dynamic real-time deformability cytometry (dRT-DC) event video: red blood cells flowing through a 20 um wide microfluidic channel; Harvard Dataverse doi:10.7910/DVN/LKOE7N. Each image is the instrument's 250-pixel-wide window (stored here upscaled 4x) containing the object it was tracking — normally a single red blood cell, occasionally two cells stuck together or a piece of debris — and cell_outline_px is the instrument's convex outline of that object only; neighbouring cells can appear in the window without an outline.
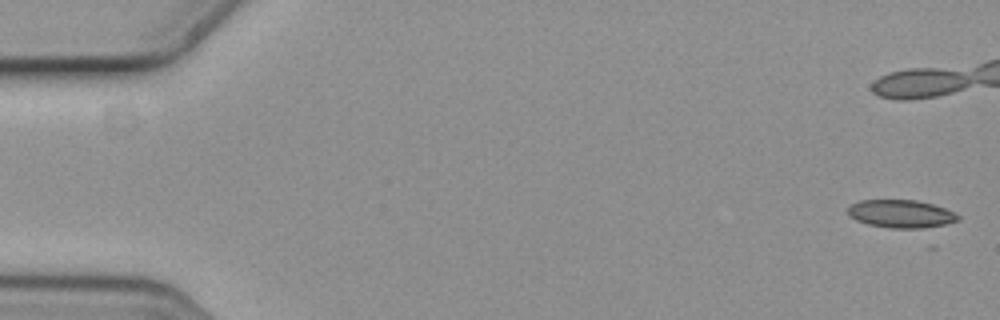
{"species": "common noctule bat (a hibernating species)", "species_latin": "Nyctalus noctula", "temperature_condition": "cold", "stored_images_in_passage": 5, "camera_frame_rate_fps": 3000, "um_per_image_px": 0.085, "animal": {"sex": "female", "body_mass_g": 19.3, "forearm_length_mm": 54.1}, "frame": {"image": 1, "passage_image": 1, "time_ms": 0.0, "image_size_px": [1000, 320], "cell_outline_px": [[960, 220], [932, 228], [888, 228], [868, 224], [856, 220], [848, 216], [848, 208], [852, 204], [860, 200], [916, 200], [932, 204], [944, 208], [960, 216]], "centroid_in_image_um": [76.59, 18.19], "position_along_channel_um": 8.4, "area_um2": 18.03}}